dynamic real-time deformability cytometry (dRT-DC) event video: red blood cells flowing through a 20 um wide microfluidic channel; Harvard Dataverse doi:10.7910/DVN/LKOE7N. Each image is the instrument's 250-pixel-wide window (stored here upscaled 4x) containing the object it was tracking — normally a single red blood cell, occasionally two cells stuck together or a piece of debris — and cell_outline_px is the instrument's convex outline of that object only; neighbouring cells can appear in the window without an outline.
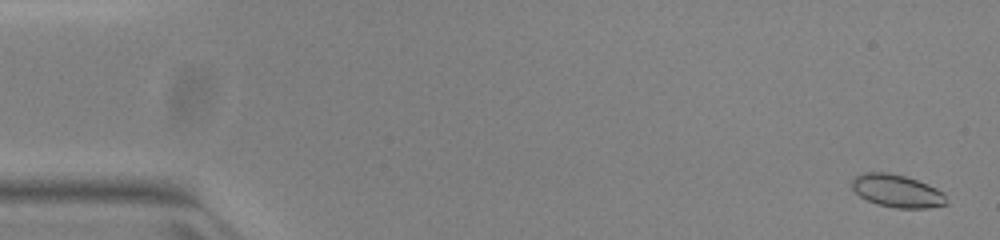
{"species": "common noctule bat (a hibernating species)", "species_latin": "Nyctalus noctula", "temperature_condition": "warm", "stored_images_in_passage": 53, "camera_frame_rate_fps": 3000, "um_per_image_px": 0.085, "animal": {"sex": "female", "body_mass_g": 23.0, "forearm_length_mm": 53.4}, "frame": {"image": 1, "passage_image": 2, "time_ms": 0.333, "image_size_px": [1000, 240], "cell_outline_px": [[948, 204], [928, 208], [896, 208], [876, 204], [860, 196], [852, 188], [852, 180], [856, 176], [864, 172], [888, 172], [904, 176], [916, 180], [936, 188], [944, 192]], "centroid_in_image_um": [76.26, 16.24], "position_along_channel_um": 8.7, "area_um2": 17.98}}
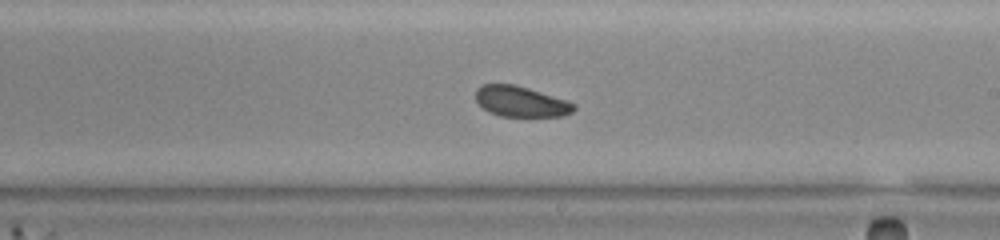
{"frame": {"image": 2, "passage_image": 31, "time_ms": 10.0, "image_size_px": [1000, 240], "cell_outline_px": [[576, 108], [572, 112], [560, 116], [500, 116], [488, 112], [476, 100], [476, 88], [484, 84], [512, 84], [528, 88], [576, 104]], "centroid_in_image_um": [44.24, 8.63], "position_along_channel_um": 244.8, "area_um2": 17.22}}
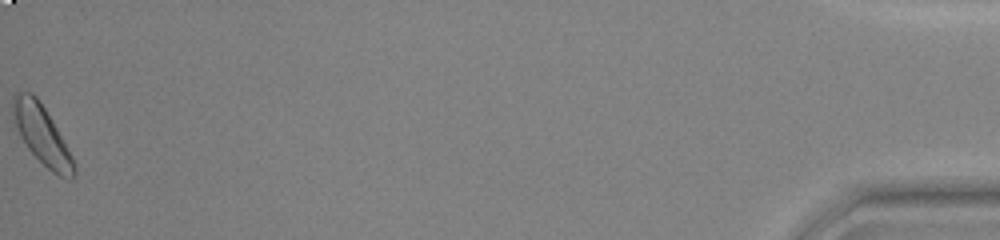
{"frame": {"image": 3, "passage_image": 53, "time_ms": 17.333, "image_size_px": [1000, 240], "cell_outline_px": [[76, 176], [72, 180], [60, 176], [52, 172], [28, 148], [20, 136], [12, 116], [12, 96], [16, 92], [32, 92], [36, 96], [52, 120], [72, 156], [76, 164]], "centroid_in_image_um": [3.56, 11.46], "position_along_channel_um": 431.6, "area_um2": 20.75}, "authors_computed_cell_mechanics": {"area_um2": 18.3804, "velocity_mm_per_s": 3.9373, "shape_relaxation_time_tau1_ms": 1.8599, "shape_relaxation_time_tau2_ms": 5.554, "deformation_change_tau1": 0.0541, "deformation_change_tau2": 0.0628}}